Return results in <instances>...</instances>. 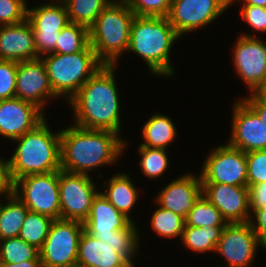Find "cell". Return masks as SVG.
Masks as SVG:
<instances>
[{
  "label": "cell",
  "instance_id": "1",
  "mask_svg": "<svg viewBox=\"0 0 266 267\" xmlns=\"http://www.w3.org/2000/svg\"><path fill=\"white\" fill-rule=\"evenodd\" d=\"M115 65H103L68 101L75 125L121 134V113Z\"/></svg>",
  "mask_w": 266,
  "mask_h": 267
},
{
  "label": "cell",
  "instance_id": "2",
  "mask_svg": "<svg viewBox=\"0 0 266 267\" xmlns=\"http://www.w3.org/2000/svg\"><path fill=\"white\" fill-rule=\"evenodd\" d=\"M127 143L116 132L70 125L61 130V170L87 174L116 163Z\"/></svg>",
  "mask_w": 266,
  "mask_h": 267
},
{
  "label": "cell",
  "instance_id": "3",
  "mask_svg": "<svg viewBox=\"0 0 266 267\" xmlns=\"http://www.w3.org/2000/svg\"><path fill=\"white\" fill-rule=\"evenodd\" d=\"M45 118L34 129L13 140L18 142L9 161L13 183L27 175L61 170V131L51 132Z\"/></svg>",
  "mask_w": 266,
  "mask_h": 267
},
{
  "label": "cell",
  "instance_id": "4",
  "mask_svg": "<svg viewBox=\"0 0 266 267\" xmlns=\"http://www.w3.org/2000/svg\"><path fill=\"white\" fill-rule=\"evenodd\" d=\"M179 38L167 17L135 16L128 52L141 56L152 75L173 76L170 51Z\"/></svg>",
  "mask_w": 266,
  "mask_h": 267
},
{
  "label": "cell",
  "instance_id": "5",
  "mask_svg": "<svg viewBox=\"0 0 266 267\" xmlns=\"http://www.w3.org/2000/svg\"><path fill=\"white\" fill-rule=\"evenodd\" d=\"M134 18V12L123 0H113L89 29L90 45L104 65H116L128 51Z\"/></svg>",
  "mask_w": 266,
  "mask_h": 267
},
{
  "label": "cell",
  "instance_id": "6",
  "mask_svg": "<svg viewBox=\"0 0 266 267\" xmlns=\"http://www.w3.org/2000/svg\"><path fill=\"white\" fill-rule=\"evenodd\" d=\"M54 93L69 101L79 89L104 65L90 43L72 54L49 53L40 57Z\"/></svg>",
  "mask_w": 266,
  "mask_h": 267
},
{
  "label": "cell",
  "instance_id": "7",
  "mask_svg": "<svg viewBox=\"0 0 266 267\" xmlns=\"http://www.w3.org/2000/svg\"><path fill=\"white\" fill-rule=\"evenodd\" d=\"M13 193L33 212L60 219L59 171L24 176Z\"/></svg>",
  "mask_w": 266,
  "mask_h": 267
},
{
  "label": "cell",
  "instance_id": "8",
  "mask_svg": "<svg viewBox=\"0 0 266 267\" xmlns=\"http://www.w3.org/2000/svg\"><path fill=\"white\" fill-rule=\"evenodd\" d=\"M84 223L54 219L42 248L41 267H65L77 263L79 239Z\"/></svg>",
  "mask_w": 266,
  "mask_h": 267
},
{
  "label": "cell",
  "instance_id": "9",
  "mask_svg": "<svg viewBox=\"0 0 266 267\" xmlns=\"http://www.w3.org/2000/svg\"><path fill=\"white\" fill-rule=\"evenodd\" d=\"M201 169L202 184L248 186L246 153L228 143L211 150Z\"/></svg>",
  "mask_w": 266,
  "mask_h": 267
},
{
  "label": "cell",
  "instance_id": "10",
  "mask_svg": "<svg viewBox=\"0 0 266 267\" xmlns=\"http://www.w3.org/2000/svg\"><path fill=\"white\" fill-rule=\"evenodd\" d=\"M96 189L91 176L59 170L60 219L84 222L98 193Z\"/></svg>",
  "mask_w": 266,
  "mask_h": 267
},
{
  "label": "cell",
  "instance_id": "11",
  "mask_svg": "<svg viewBox=\"0 0 266 267\" xmlns=\"http://www.w3.org/2000/svg\"><path fill=\"white\" fill-rule=\"evenodd\" d=\"M26 19L32 26L38 55L53 53L60 31L69 23L68 13L64 2L41 4L27 8Z\"/></svg>",
  "mask_w": 266,
  "mask_h": 267
},
{
  "label": "cell",
  "instance_id": "12",
  "mask_svg": "<svg viewBox=\"0 0 266 267\" xmlns=\"http://www.w3.org/2000/svg\"><path fill=\"white\" fill-rule=\"evenodd\" d=\"M229 6L227 0H171L167 18L181 38L186 32H193L211 24Z\"/></svg>",
  "mask_w": 266,
  "mask_h": 267
},
{
  "label": "cell",
  "instance_id": "13",
  "mask_svg": "<svg viewBox=\"0 0 266 267\" xmlns=\"http://www.w3.org/2000/svg\"><path fill=\"white\" fill-rule=\"evenodd\" d=\"M258 246L265 249L249 222L228 223L222 230L215 253L228 262L220 267H250Z\"/></svg>",
  "mask_w": 266,
  "mask_h": 267
},
{
  "label": "cell",
  "instance_id": "14",
  "mask_svg": "<svg viewBox=\"0 0 266 267\" xmlns=\"http://www.w3.org/2000/svg\"><path fill=\"white\" fill-rule=\"evenodd\" d=\"M252 35L241 34L232 55L235 71L250 93L266 78V43Z\"/></svg>",
  "mask_w": 266,
  "mask_h": 267
},
{
  "label": "cell",
  "instance_id": "15",
  "mask_svg": "<svg viewBox=\"0 0 266 267\" xmlns=\"http://www.w3.org/2000/svg\"><path fill=\"white\" fill-rule=\"evenodd\" d=\"M232 132L227 143L243 152L266 149V124L243 101L233 105Z\"/></svg>",
  "mask_w": 266,
  "mask_h": 267
},
{
  "label": "cell",
  "instance_id": "16",
  "mask_svg": "<svg viewBox=\"0 0 266 267\" xmlns=\"http://www.w3.org/2000/svg\"><path fill=\"white\" fill-rule=\"evenodd\" d=\"M56 97L41 58L17 63L15 98L30 102L44 111L48 99Z\"/></svg>",
  "mask_w": 266,
  "mask_h": 267
},
{
  "label": "cell",
  "instance_id": "17",
  "mask_svg": "<svg viewBox=\"0 0 266 267\" xmlns=\"http://www.w3.org/2000/svg\"><path fill=\"white\" fill-rule=\"evenodd\" d=\"M203 195L227 223H246L251 217L248 186L202 184Z\"/></svg>",
  "mask_w": 266,
  "mask_h": 267
},
{
  "label": "cell",
  "instance_id": "18",
  "mask_svg": "<svg viewBox=\"0 0 266 267\" xmlns=\"http://www.w3.org/2000/svg\"><path fill=\"white\" fill-rule=\"evenodd\" d=\"M46 118L36 105L19 98L0 100V135L15 140Z\"/></svg>",
  "mask_w": 266,
  "mask_h": 267
},
{
  "label": "cell",
  "instance_id": "19",
  "mask_svg": "<svg viewBox=\"0 0 266 267\" xmlns=\"http://www.w3.org/2000/svg\"><path fill=\"white\" fill-rule=\"evenodd\" d=\"M202 195L200 175L196 177L193 173H187L164 186L155 200L158 206L186 218Z\"/></svg>",
  "mask_w": 266,
  "mask_h": 267
},
{
  "label": "cell",
  "instance_id": "20",
  "mask_svg": "<svg viewBox=\"0 0 266 267\" xmlns=\"http://www.w3.org/2000/svg\"><path fill=\"white\" fill-rule=\"evenodd\" d=\"M38 58L32 26L27 19L0 26V60L18 63Z\"/></svg>",
  "mask_w": 266,
  "mask_h": 267
},
{
  "label": "cell",
  "instance_id": "21",
  "mask_svg": "<svg viewBox=\"0 0 266 267\" xmlns=\"http://www.w3.org/2000/svg\"><path fill=\"white\" fill-rule=\"evenodd\" d=\"M130 222L129 218L98 191L93 199L90 214L83 223L86 232L104 242L110 241L115 235V230L124 229Z\"/></svg>",
  "mask_w": 266,
  "mask_h": 267
},
{
  "label": "cell",
  "instance_id": "22",
  "mask_svg": "<svg viewBox=\"0 0 266 267\" xmlns=\"http://www.w3.org/2000/svg\"><path fill=\"white\" fill-rule=\"evenodd\" d=\"M77 263L85 267H134L122 254L83 230L79 239Z\"/></svg>",
  "mask_w": 266,
  "mask_h": 267
},
{
  "label": "cell",
  "instance_id": "23",
  "mask_svg": "<svg viewBox=\"0 0 266 267\" xmlns=\"http://www.w3.org/2000/svg\"><path fill=\"white\" fill-rule=\"evenodd\" d=\"M132 183L127 173H117L102 185L105 189L102 193L118 211L122 212L131 221H134L130 218L129 213L139 196Z\"/></svg>",
  "mask_w": 266,
  "mask_h": 267
},
{
  "label": "cell",
  "instance_id": "24",
  "mask_svg": "<svg viewBox=\"0 0 266 267\" xmlns=\"http://www.w3.org/2000/svg\"><path fill=\"white\" fill-rule=\"evenodd\" d=\"M177 130L169 116L155 114L142 127L144 143L139 146L166 149L175 140Z\"/></svg>",
  "mask_w": 266,
  "mask_h": 267
},
{
  "label": "cell",
  "instance_id": "25",
  "mask_svg": "<svg viewBox=\"0 0 266 267\" xmlns=\"http://www.w3.org/2000/svg\"><path fill=\"white\" fill-rule=\"evenodd\" d=\"M4 198L6 204L0 206V240L19 236L29 210L14 193Z\"/></svg>",
  "mask_w": 266,
  "mask_h": 267
},
{
  "label": "cell",
  "instance_id": "26",
  "mask_svg": "<svg viewBox=\"0 0 266 267\" xmlns=\"http://www.w3.org/2000/svg\"><path fill=\"white\" fill-rule=\"evenodd\" d=\"M113 0H63L69 22H73L90 29Z\"/></svg>",
  "mask_w": 266,
  "mask_h": 267
},
{
  "label": "cell",
  "instance_id": "27",
  "mask_svg": "<svg viewBox=\"0 0 266 267\" xmlns=\"http://www.w3.org/2000/svg\"><path fill=\"white\" fill-rule=\"evenodd\" d=\"M224 227L184 226L182 243L196 253L215 252Z\"/></svg>",
  "mask_w": 266,
  "mask_h": 267
},
{
  "label": "cell",
  "instance_id": "28",
  "mask_svg": "<svg viewBox=\"0 0 266 267\" xmlns=\"http://www.w3.org/2000/svg\"><path fill=\"white\" fill-rule=\"evenodd\" d=\"M53 221L50 216L28 210L18 237L40 250Z\"/></svg>",
  "mask_w": 266,
  "mask_h": 267
},
{
  "label": "cell",
  "instance_id": "29",
  "mask_svg": "<svg viewBox=\"0 0 266 267\" xmlns=\"http://www.w3.org/2000/svg\"><path fill=\"white\" fill-rule=\"evenodd\" d=\"M227 224L221 212L204 195L197 200L185 218V226L225 227Z\"/></svg>",
  "mask_w": 266,
  "mask_h": 267
},
{
  "label": "cell",
  "instance_id": "30",
  "mask_svg": "<svg viewBox=\"0 0 266 267\" xmlns=\"http://www.w3.org/2000/svg\"><path fill=\"white\" fill-rule=\"evenodd\" d=\"M90 43L89 29L69 22L59 34L56 42V54H72L82 51Z\"/></svg>",
  "mask_w": 266,
  "mask_h": 267
},
{
  "label": "cell",
  "instance_id": "31",
  "mask_svg": "<svg viewBox=\"0 0 266 267\" xmlns=\"http://www.w3.org/2000/svg\"><path fill=\"white\" fill-rule=\"evenodd\" d=\"M40 260L39 250L19 237L0 240V262L19 264Z\"/></svg>",
  "mask_w": 266,
  "mask_h": 267
},
{
  "label": "cell",
  "instance_id": "32",
  "mask_svg": "<svg viewBox=\"0 0 266 267\" xmlns=\"http://www.w3.org/2000/svg\"><path fill=\"white\" fill-rule=\"evenodd\" d=\"M153 213L151 216V226L154 232L164 238L172 239L179 237L182 239L185 226L184 217L161 206Z\"/></svg>",
  "mask_w": 266,
  "mask_h": 267
},
{
  "label": "cell",
  "instance_id": "33",
  "mask_svg": "<svg viewBox=\"0 0 266 267\" xmlns=\"http://www.w3.org/2000/svg\"><path fill=\"white\" fill-rule=\"evenodd\" d=\"M139 233L134 221H131L124 229L115 230V235L110 241L104 243L110 244L115 252L122 254L133 266V261L139 251ZM133 258V259H132Z\"/></svg>",
  "mask_w": 266,
  "mask_h": 267
},
{
  "label": "cell",
  "instance_id": "34",
  "mask_svg": "<svg viewBox=\"0 0 266 267\" xmlns=\"http://www.w3.org/2000/svg\"><path fill=\"white\" fill-rule=\"evenodd\" d=\"M138 150L142 156L139 162L140 169L146 177L150 179L160 178L169 168L166 149L139 146Z\"/></svg>",
  "mask_w": 266,
  "mask_h": 267
},
{
  "label": "cell",
  "instance_id": "35",
  "mask_svg": "<svg viewBox=\"0 0 266 267\" xmlns=\"http://www.w3.org/2000/svg\"><path fill=\"white\" fill-rule=\"evenodd\" d=\"M135 16L167 17L171 0H123Z\"/></svg>",
  "mask_w": 266,
  "mask_h": 267
},
{
  "label": "cell",
  "instance_id": "36",
  "mask_svg": "<svg viewBox=\"0 0 266 267\" xmlns=\"http://www.w3.org/2000/svg\"><path fill=\"white\" fill-rule=\"evenodd\" d=\"M26 0H0V26L13 25L27 17Z\"/></svg>",
  "mask_w": 266,
  "mask_h": 267
},
{
  "label": "cell",
  "instance_id": "37",
  "mask_svg": "<svg viewBox=\"0 0 266 267\" xmlns=\"http://www.w3.org/2000/svg\"><path fill=\"white\" fill-rule=\"evenodd\" d=\"M248 187L266 182V149L246 153Z\"/></svg>",
  "mask_w": 266,
  "mask_h": 267
},
{
  "label": "cell",
  "instance_id": "38",
  "mask_svg": "<svg viewBox=\"0 0 266 267\" xmlns=\"http://www.w3.org/2000/svg\"><path fill=\"white\" fill-rule=\"evenodd\" d=\"M17 62L0 60V100L15 98Z\"/></svg>",
  "mask_w": 266,
  "mask_h": 267
},
{
  "label": "cell",
  "instance_id": "39",
  "mask_svg": "<svg viewBox=\"0 0 266 267\" xmlns=\"http://www.w3.org/2000/svg\"><path fill=\"white\" fill-rule=\"evenodd\" d=\"M240 15L243 21L257 33H266V7L242 5Z\"/></svg>",
  "mask_w": 266,
  "mask_h": 267
},
{
  "label": "cell",
  "instance_id": "40",
  "mask_svg": "<svg viewBox=\"0 0 266 267\" xmlns=\"http://www.w3.org/2000/svg\"><path fill=\"white\" fill-rule=\"evenodd\" d=\"M251 215L249 223L266 250V206L254 210Z\"/></svg>",
  "mask_w": 266,
  "mask_h": 267
},
{
  "label": "cell",
  "instance_id": "41",
  "mask_svg": "<svg viewBox=\"0 0 266 267\" xmlns=\"http://www.w3.org/2000/svg\"><path fill=\"white\" fill-rule=\"evenodd\" d=\"M249 207L252 213L256 209L266 206V182L258 183L248 187Z\"/></svg>",
  "mask_w": 266,
  "mask_h": 267
},
{
  "label": "cell",
  "instance_id": "42",
  "mask_svg": "<svg viewBox=\"0 0 266 267\" xmlns=\"http://www.w3.org/2000/svg\"><path fill=\"white\" fill-rule=\"evenodd\" d=\"M13 181L10 176L9 161L0 157V194H12Z\"/></svg>",
  "mask_w": 266,
  "mask_h": 267
},
{
  "label": "cell",
  "instance_id": "43",
  "mask_svg": "<svg viewBox=\"0 0 266 267\" xmlns=\"http://www.w3.org/2000/svg\"><path fill=\"white\" fill-rule=\"evenodd\" d=\"M250 95V96H249ZM242 100L259 116L266 124V102L256 99L251 93Z\"/></svg>",
  "mask_w": 266,
  "mask_h": 267
},
{
  "label": "cell",
  "instance_id": "44",
  "mask_svg": "<svg viewBox=\"0 0 266 267\" xmlns=\"http://www.w3.org/2000/svg\"><path fill=\"white\" fill-rule=\"evenodd\" d=\"M0 267H41L40 260H28L19 264L0 262Z\"/></svg>",
  "mask_w": 266,
  "mask_h": 267
},
{
  "label": "cell",
  "instance_id": "45",
  "mask_svg": "<svg viewBox=\"0 0 266 267\" xmlns=\"http://www.w3.org/2000/svg\"><path fill=\"white\" fill-rule=\"evenodd\" d=\"M256 99L266 102V78L251 93Z\"/></svg>",
  "mask_w": 266,
  "mask_h": 267
},
{
  "label": "cell",
  "instance_id": "46",
  "mask_svg": "<svg viewBox=\"0 0 266 267\" xmlns=\"http://www.w3.org/2000/svg\"><path fill=\"white\" fill-rule=\"evenodd\" d=\"M235 1H242L243 5H255L266 7V0H231L230 5H232Z\"/></svg>",
  "mask_w": 266,
  "mask_h": 267
},
{
  "label": "cell",
  "instance_id": "47",
  "mask_svg": "<svg viewBox=\"0 0 266 267\" xmlns=\"http://www.w3.org/2000/svg\"><path fill=\"white\" fill-rule=\"evenodd\" d=\"M65 267H85V266H83V265H81L79 263H75L73 265H69V266H65Z\"/></svg>",
  "mask_w": 266,
  "mask_h": 267
},
{
  "label": "cell",
  "instance_id": "48",
  "mask_svg": "<svg viewBox=\"0 0 266 267\" xmlns=\"http://www.w3.org/2000/svg\"><path fill=\"white\" fill-rule=\"evenodd\" d=\"M0 195L1 196L4 195L6 197L7 195H10V194H0ZM1 204H2V200H0V206H1Z\"/></svg>",
  "mask_w": 266,
  "mask_h": 267
}]
</instances>
